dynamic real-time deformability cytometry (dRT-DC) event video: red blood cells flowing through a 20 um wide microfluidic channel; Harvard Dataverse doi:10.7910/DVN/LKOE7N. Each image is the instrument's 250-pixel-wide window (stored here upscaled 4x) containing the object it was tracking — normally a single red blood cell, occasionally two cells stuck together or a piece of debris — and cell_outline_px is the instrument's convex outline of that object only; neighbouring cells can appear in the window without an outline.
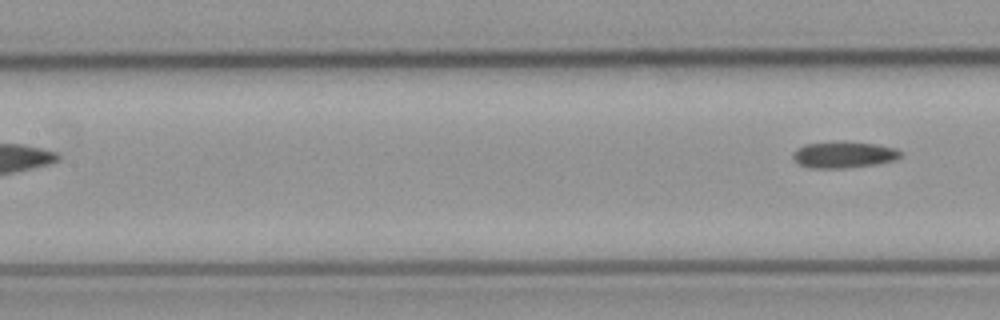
{"species": "common noctule bat (a hibernating species)", "species_latin": "Nyctalus noctula", "temperature_condition": "cold", "stored_images_in_passage": 4, "segment_of_instrument_passage": [2, 2], "camera_frame_rate_fps": 3000, "um_per_image_px": 0.085, "animal": {"sex": "male", "body_mass_g": 23.1, "forearm_length_mm": 52.7}, "frame": {"image": 1, "passage_image": 4, "time_ms": 3.667, "image_size_px": [1000, 320], "cell_outline_px": [[900, 156], [892, 160], [876, 164], [848, 168], [812, 168], [800, 164], [792, 156], [792, 152], [796, 148], [804, 144], [840, 140], [844, 140], [876, 144], [896, 148], [900, 152]], "centroid_in_image_um": [71.67, 13.12], "position_along_channel_um": 135.7, "area_um2": 16.76}}